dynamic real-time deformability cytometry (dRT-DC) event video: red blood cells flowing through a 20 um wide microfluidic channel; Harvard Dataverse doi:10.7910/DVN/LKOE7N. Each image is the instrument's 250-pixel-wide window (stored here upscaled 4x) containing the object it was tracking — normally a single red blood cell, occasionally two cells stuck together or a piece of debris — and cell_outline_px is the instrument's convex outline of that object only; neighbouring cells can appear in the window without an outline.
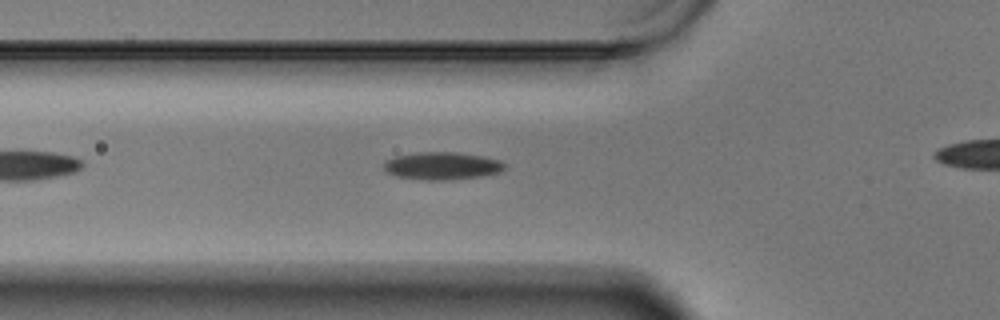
{"species": "Egyptian fruit bat (a non-hibernating species)", "species_latin": "Rousettus aegyptiacus", "temperature_condition": "warm", "stored_images_in_passage": 20, "camera_frame_rate_fps": 3000, "um_per_image_px": 0.085, "animal": {"sex": "male"}, "frame": {"image": 1, "passage_image": 9, "time_ms": 2.667, "image_size_px": [1000, 320], "cell_outline_px": [[504, 168], [500, 172], [480, 176], [448, 180], [420, 180], [396, 176], [388, 172], [384, 168], [384, 160], [396, 156], [416, 152], [456, 152], [484, 156], [500, 160], [504, 164]], "centroid_in_image_um": [37.55, 14.09], "position_along_channel_um": 88.2, "area_um2": 19.48}}
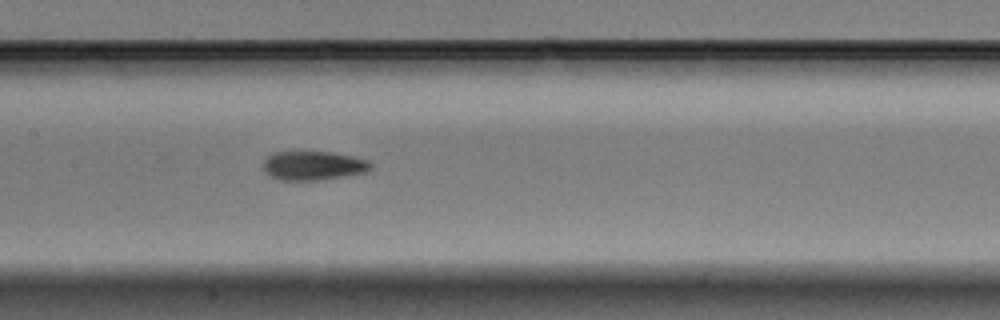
{"frame": {"image": 2, "passage_image": 17, "time_ms": 5.333, "image_size_px": [1000, 320], "cell_outline_px": [[372, 168], [364, 172], [344, 176], [316, 180], [276, 180], [264, 172], [260, 168], [260, 164], [268, 156], [276, 152], [332, 152], [352, 156], [368, 160], [372, 164]], "centroid_in_image_um": [26.56, 14.08], "position_along_channel_um": 180.8, "area_um2": 18.32}}